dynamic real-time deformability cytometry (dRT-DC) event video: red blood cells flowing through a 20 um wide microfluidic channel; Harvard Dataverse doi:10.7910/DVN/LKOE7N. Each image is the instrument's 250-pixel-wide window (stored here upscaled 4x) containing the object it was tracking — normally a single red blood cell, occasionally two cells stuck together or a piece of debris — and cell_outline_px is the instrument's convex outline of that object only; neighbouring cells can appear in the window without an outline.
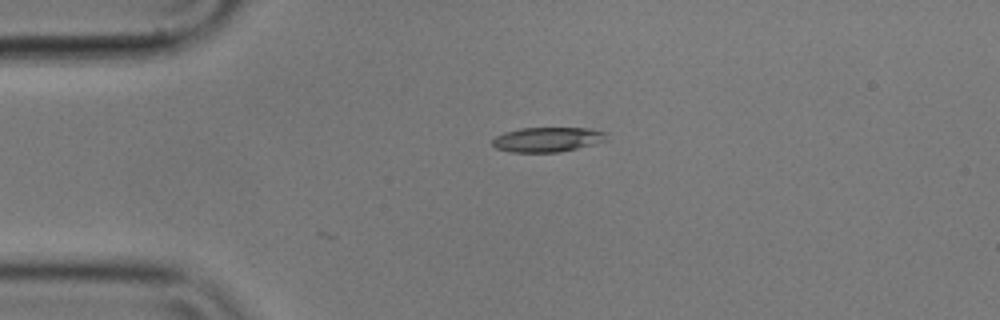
{"species": "common noctule bat (a hibernating species)", "species_latin": "Nyctalus noctula", "temperature_condition": "cold", "stored_images_in_passage": 5, "camera_frame_rate_fps": 3000, "um_per_image_px": 0.085, "animal": {"sex": "male", "body_mass_g": 17.9}, "frame": {"image": 1, "passage_image": 5, "time_ms": 1.333, "image_size_px": [1000, 320], "cell_outline_px": [[608, 132], [604, 140], [592, 144], [560, 152], [512, 152], [496, 148], [492, 144], [492, 140], [496, 136], [504, 132], [520, 128], [588, 128]], "centroid_in_image_um": [46.5, 11.85], "position_along_channel_um": 38.5, "area_um2": 16.3}}